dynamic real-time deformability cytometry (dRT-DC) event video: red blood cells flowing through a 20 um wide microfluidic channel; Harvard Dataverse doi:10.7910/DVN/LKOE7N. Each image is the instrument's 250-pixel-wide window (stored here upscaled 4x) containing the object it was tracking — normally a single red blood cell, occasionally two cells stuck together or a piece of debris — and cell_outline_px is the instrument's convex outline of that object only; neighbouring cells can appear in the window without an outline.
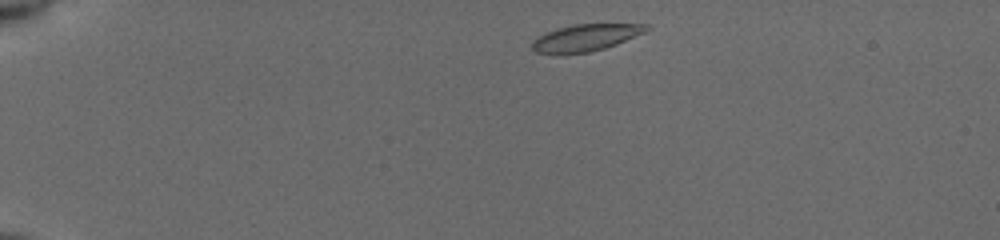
{"species": "common noctule bat (a hibernating species)", "species_latin": "Nyctalus noctula", "temperature_condition": "cold", "stored_images_in_passage": 40, "camera_frame_rate_fps": 3000, "um_per_image_px": 0.085, "animal": {"sex": "female", "body_mass_g": 19.5, "forearm_length_mm": 54.1}, "frame": {"image": 1, "passage_image": 2, "time_ms": 0.333, "image_size_px": [1000, 240], "cell_outline_px": [[652, 28], [648, 32], [616, 44], [604, 48], [588, 52], [536, 52], [532, 48], [532, 44], [536, 36], [556, 28], [572, 24], [648, 24]], "centroid_in_image_um": [49.86, 3.16], "position_along_channel_um": 35.1, "area_um2": 17.69}}
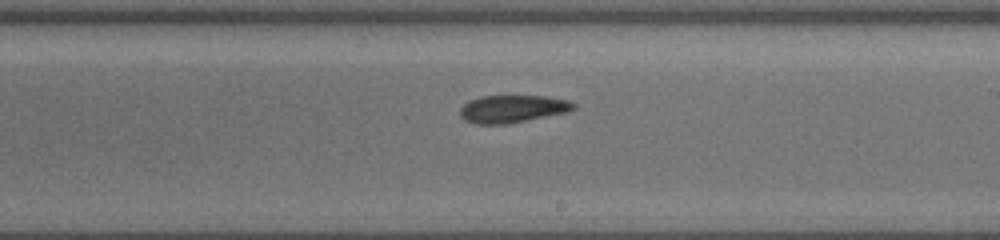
{"frame": {"image": 2, "passage_image": 22, "time_ms": 7.667, "image_size_px": [1000, 240], "cell_outline_px": [[576, 108], [568, 112], [504, 124], [476, 124], [464, 120], [460, 116], [460, 108], [468, 100], [480, 96], [544, 96], [568, 100], [576, 104]], "centroid_in_image_um": [43.54, 9.24], "position_along_channel_um": 245.5, "area_um2": 18.21}}
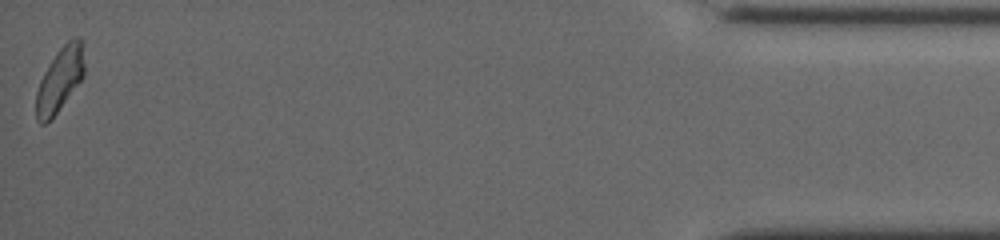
{"frame": {"image": 3, "passage_image": 40, "time_ms": 14.333, "image_size_px": [1000, 240], "cell_outline_px": [[84, 76], [56, 112], [44, 124], [40, 124], [36, 120], [36, 92], [40, 80], [44, 72], [56, 52], [72, 36], [76, 36], [80, 40], [84, 64]], "centroid_in_image_um": [5.06, 6.75], "position_along_channel_um": 430.1, "area_um2": 17.57}, "authors_computed_cell_mechanics": {"area_um2": 18.2648, "velocity_mm_per_s": 3.9111, "shape_relaxation_time_tau1_ms": 4.5264, "shape_relaxation_time_tau2_ms": 2.0322, "deformation_change_tau1": 0.1058, "deformation_change_tau2": 0.0745}}